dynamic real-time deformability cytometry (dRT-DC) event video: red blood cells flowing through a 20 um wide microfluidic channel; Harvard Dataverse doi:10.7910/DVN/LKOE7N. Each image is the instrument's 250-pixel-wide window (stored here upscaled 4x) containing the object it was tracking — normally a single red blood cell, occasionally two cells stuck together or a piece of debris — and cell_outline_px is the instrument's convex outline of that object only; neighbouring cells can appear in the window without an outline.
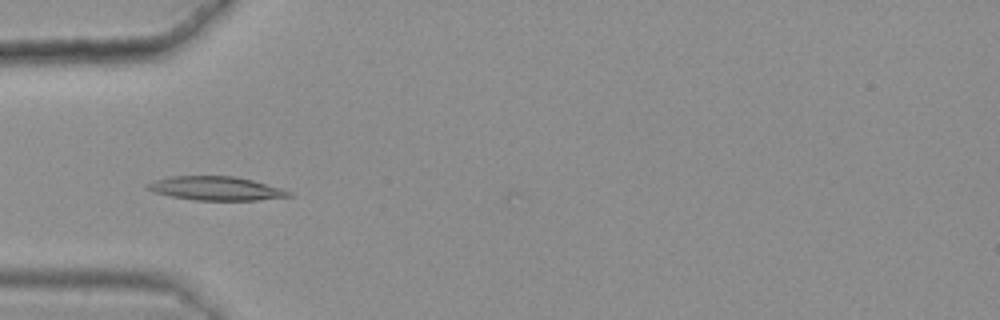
{"species": "common noctule bat (a hibernating species)", "species_latin": "Nyctalus noctula", "temperature_condition": "warm", "stored_images_in_passage": 15, "camera_frame_rate_fps": 3000, "um_per_image_px": 0.085, "animal": {"sex": "female", "body_mass_g": 25.1}, "frame": {"image": 1, "passage_image": 1, "time_ms": 0.0, "image_size_px": [1000, 320], "cell_outline_px": [[292, 196], [256, 200], [196, 200], [172, 196], [152, 192], [144, 184], [168, 176], [236, 176], [284, 188], [292, 192]], "centroid_in_image_um": [18.38, 16.01], "position_along_channel_um": 66.6, "area_um2": 19.65}}
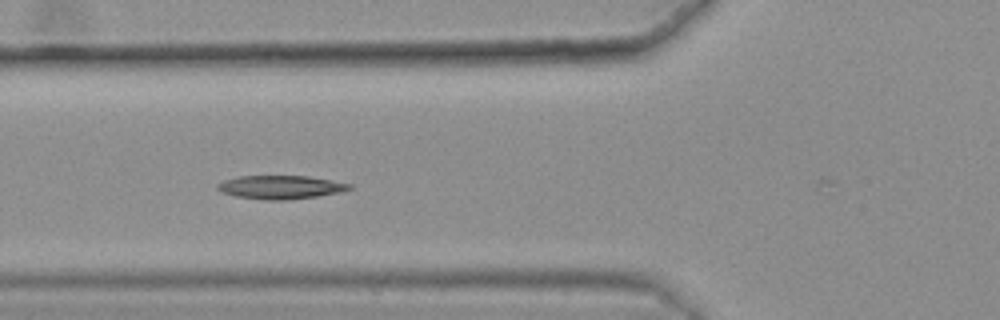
{"frame": {"image": 2, "passage_image": 4, "time_ms": 1.0, "image_size_px": [1000, 320], "cell_outline_px": [[352, 188], [340, 192], [316, 196], [284, 200], [264, 200], [236, 196], [220, 192], [216, 188], [216, 184], [224, 180], [240, 176], [308, 176], [332, 180], [352, 184]], "centroid_in_image_um": [23.82, 15.91], "position_along_channel_um": 102.0, "area_um2": 18.03}}
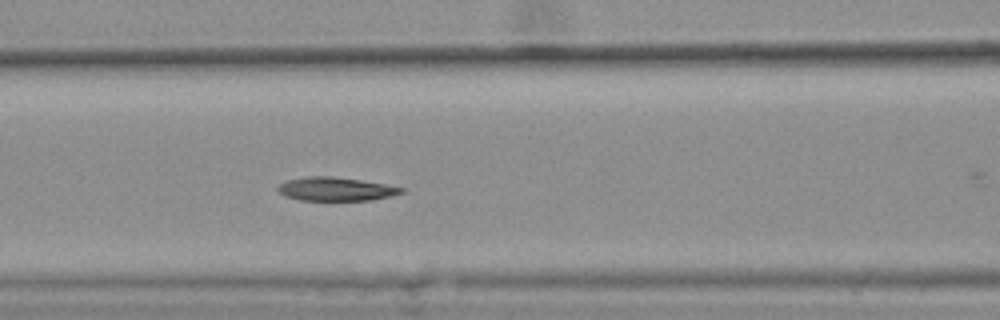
{"frame": {"image": 3, "passage_image": 7, "time_ms": 2.0, "image_size_px": [1000, 320], "cell_outline_px": [[404, 192], [372, 200], [300, 200], [284, 196], [276, 192], [276, 188], [280, 184], [288, 180], [308, 176], [332, 176], [360, 180], [384, 184], [404, 188]], "centroid_in_image_um": [28.48, 16.07], "position_along_channel_um": 138.1, "area_um2": 16.88}}